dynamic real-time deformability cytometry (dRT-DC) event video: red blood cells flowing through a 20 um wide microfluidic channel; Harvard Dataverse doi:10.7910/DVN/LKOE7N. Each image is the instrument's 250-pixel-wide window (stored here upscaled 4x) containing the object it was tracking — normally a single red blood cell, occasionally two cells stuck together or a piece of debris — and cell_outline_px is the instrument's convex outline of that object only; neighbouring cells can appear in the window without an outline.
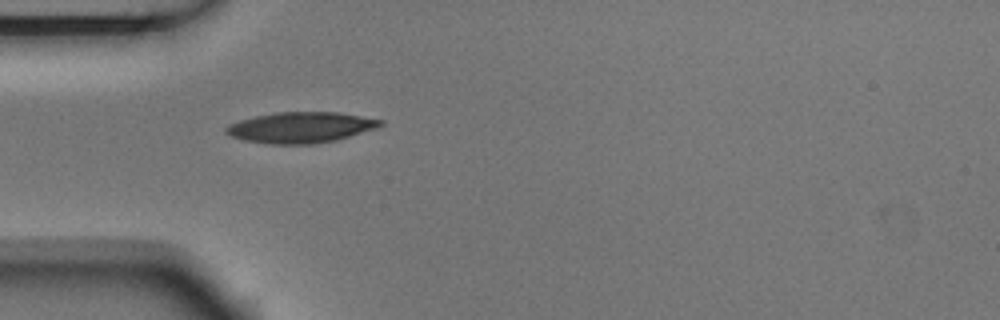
{"species": "Egyptian fruit bat (a non-hibernating species)", "species_latin": "Rousettus aegyptiacus", "temperature_condition": "room temperature", "stored_images_in_passage": 4, "camera_frame_rate_fps": 3000, "um_per_image_px": 0.085, "animal": {"sex": "male"}, "frame": {"image": 1, "passage_image": 4, "time_ms": 1.0, "image_size_px": [1000, 320], "cell_outline_px": [[384, 124], [380, 128], [336, 140], [312, 144], [272, 144], [244, 140], [232, 136], [224, 132], [224, 128], [228, 124], [240, 120], [256, 116], [276, 112], [340, 112], [384, 120]], "centroid_in_image_um": [25.61, 10.83], "position_along_channel_um": 59.4, "area_um2": 27.92}}